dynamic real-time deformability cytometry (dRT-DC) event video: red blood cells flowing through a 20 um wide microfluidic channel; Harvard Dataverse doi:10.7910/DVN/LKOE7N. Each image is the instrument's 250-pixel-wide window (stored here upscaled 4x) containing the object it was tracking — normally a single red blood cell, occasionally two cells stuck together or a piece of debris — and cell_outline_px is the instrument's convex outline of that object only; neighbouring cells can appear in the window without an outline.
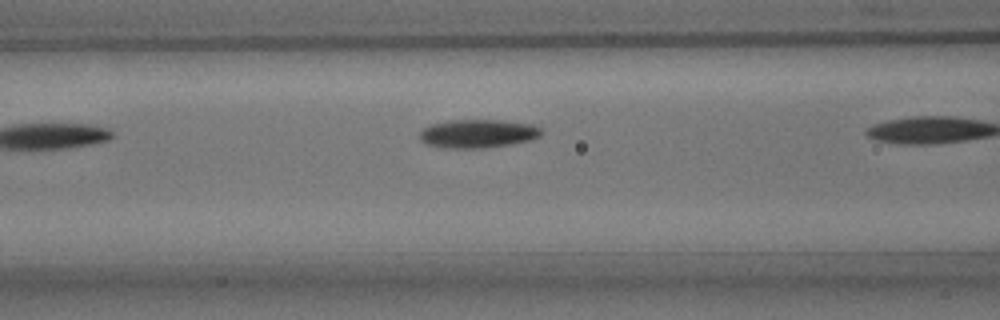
{"species": "common noctule bat (a hibernating species)", "species_latin": "Nyctalus noctula", "temperature_condition": "room temperature", "stored_images_in_passage": 7, "camera_frame_rate_fps": 3000, "um_per_image_px": 0.085, "animal": {"sex": "male", "body_mass_g": 15.6}, "frame": {"image": 1, "passage_image": 6, "time_ms": 5.667, "image_size_px": [1000, 320], "cell_outline_px": [[544, 132], [540, 136], [532, 140], [512, 144], [484, 148], [444, 148], [424, 144], [420, 140], [420, 132], [424, 128], [432, 124], [452, 120], [500, 120], [532, 124], [544, 128]], "centroid_in_image_um": [40.67, 11.36], "position_along_channel_um": 125.9, "area_um2": 20.46}}